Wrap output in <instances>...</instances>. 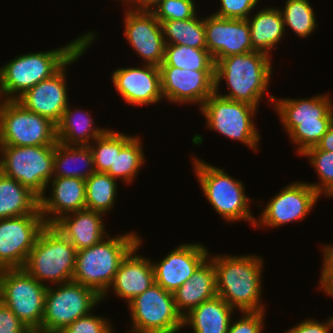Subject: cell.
Instances as JSON below:
<instances>
[{
	"label": "cell",
	"instance_id": "16",
	"mask_svg": "<svg viewBox=\"0 0 333 333\" xmlns=\"http://www.w3.org/2000/svg\"><path fill=\"white\" fill-rule=\"evenodd\" d=\"M45 226L42 214L0 219V270L23 268Z\"/></svg>",
	"mask_w": 333,
	"mask_h": 333
},
{
	"label": "cell",
	"instance_id": "42",
	"mask_svg": "<svg viewBox=\"0 0 333 333\" xmlns=\"http://www.w3.org/2000/svg\"><path fill=\"white\" fill-rule=\"evenodd\" d=\"M323 264L319 281V289L333 297V244L322 245Z\"/></svg>",
	"mask_w": 333,
	"mask_h": 333
},
{
	"label": "cell",
	"instance_id": "37",
	"mask_svg": "<svg viewBox=\"0 0 333 333\" xmlns=\"http://www.w3.org/2000/svg\"><path fill=\"white\" fill-rule=\"evenodd\" d=\"M94 158L96 172L106 173L114 169L115 130L107 129L89 145Z\"/></svg>",
	"mask_w": 333,
	"mask_h": 333
},
{
	"label": "cell",
	"instance_id": "23",
	"mask_svg": "<svg viewBox=\"0 0 333 333\" xmlns=\"http://www.w3.org/2000/svg\"><path fill=\"white\" fill-rule=\"evenodd\" d=\"M143 239L122 260L110 288L101 297L102 301L111 289L120 299L128 304L138 295L145 292L155 283L154 268L149 258L136 255ZM112 287V288H111Z\"/></svg>",
	"mask_w": 333,
	"mask_h": 333
},
{
	"label": "cell",
	"instance_id": "30",
	"mask_svg": "<svg viewBox=\"0 0 333 333\" xmlns=\"http://www.w3.org/2000/svg\"><path fill=\"white\" fill-rule=\"evenodd\" d=\"M41 214L39 197L28 187L0 172V219Z\"/></svg>",
	"mask_w": 333,
	"mask_h": 333
},
{
	"label": "cell",
	"instance_id": "32",
	"mask_svg": "<svg viewBox=\"0 0 333 333\" xmlns=\"http://www.w3.org/2000/svg\"><path fill=\"white\" fill-rule=\"evenodd\" d=\"M165 45H186L197 49H207L204 18L170 20L161 23Z\"/></svg>",
	"mask_w": 333,
	"mask_h": 333
},
{
	"label": "cell",
	"instance_id": "22",
	"mask_svg": "<svg viewBox=\"0 0 333 333\" xmlns=\"http://www.w3.org/2000/svg\"><path fill=\"white\" fill-rule=\"evenodd\" d=\"M51 181V182H50ZM47 184L51 186L47 197L45 192L39 197V210L46 225H52L61 216L86 209V183L74 177H53Z\"/></svg>",
	"mask_w": 333,
	"mask_h": 333
},
{
	"label": "cell",
	"instance_id": "3",
	"mask_svg": "<svg viewBox=\"0 0 333 333\" xmlns=\"http://www.w3.org/2000/svg\"><path fill=\"white\" fill-rule=\"evenodd\" d=\"M271 60L269 55L260 51L219 59L215 63V93L259 108L272 78ZM223 80H226L229 93L221 94L218 91Z\"/></svg>",
	"mask_w": 333,
	"mask_h": 333
},
{
	"label": "cell",
	"instance_id": "15",
	"mask_svg": "<svg viewBox=\"0 0 333 333\" xmlns=\"http://www.w3.org/2000/svg\"><path fill=\"white\" fill-rule=\"evenodd\" d=\"M320 195L306 182L294 181L277 193L255 220L254 228H277L294 221L305 220L319 201Z\"/></svg>",
	"mask_w": 333,
	"mask_h": 333
},
{
	"label": "cell",
	"instance_id": "10",
	"mask_svg": "<svg viewBox=\"0 0 333 333\" xmlns=\"http://www.w3.org/2000/svg\"><path fill=\"white\" fill-rule=\"evenodd\" d=\"M199 109L206 119L208 129L258 151L261 136L254 124V116L258 112L256 107L224 98L214 92Z\"/></svg>",
	"mask_w": 333,
	"mask_h": 333
},
{
	"label": "cell",
	"instance_id": "34",
	"mask_svg": "<svg viewBox=\"0 0 333 333\" xmlns=\"http://www.w3.org/2000/svg\"><path fill=\"white\" fill-rule=\"evenodd\" d=\"M159 67L196 71L215 70V63L207 49H197L186 45H165L164 61Z\"/></svg>",
	"mask_w": 333,
	"mask_h": 333
},
{
	"label": "cell",
	"instance_id": "6",
	"mask_svg": "<svg viewBox=\"0 0 333 333\" xmlns=\"http://www.w3.org/2000/svg\"><path fill=\"white\" fill-rule=\"evenodd\" d=\"M192 161L202 193L216 213L227 223L245 220L254 227L256 218L249 210L252 199L246 196L243 182L195 155Z\"/></svg>",
	"mask_w": 333,
	"mask_h": 333
},
{
	"label": "cell",
	"instance_id": "7",
	"mask_svg": "<svg viewBox=\"0 0 333 333\" xmlns=\"http://www.w3.org/2000/svg\"><path fill=\"white\" fill-rule=\"evenodd\" d=\"M77 250L52 225L39 233L24 269L38 282L59 285L72 281Z\"/></svg>",
	"mask_w": 333,
	"mask_h": 333
},
{
	"label": "cell",
	"instance_id": "29",
	"mask_svg": "<svg viewBox=\"0 0 333 333\" xmlns=\"http://www.w3.org/2000/svg\"><path fill=\"white\" fill-rule=\"evenodd\" d=\"M142 145L140 137L115 131L114 169L106 173L116 180L131 184L146 162Z\"/></svg>",
	"mask_w": 333,
	"mask_h": 333
},
{
	"label": "cell",
	"instance_id": "19",
	"mask_svg": "<svg viewBox=\"0 0 333 333\" xmlns=\"http://www.w3.org/2000/svg\"><path fill=\"white\" fill-rule=\"evenodd\" d=\"M206 46L214 63L230 55L255 51L247 19L221 18L213 13L204 18Z\"/></svg>",
	"mask_w": 333,
	"mask_h": 333
},
{
	"label": "cell",
	"instance_id": "11",
	"mask_svg": "<svg viewBox=\"0 0 333 333\" xmlns=\"http://www.w3.org/2000/svg\"><path fill=\"white\" fill-rule=\"evenodd\" d=\"M54 286L48 285L46 290L42 333L62 332L78 318L90 314L102 301L93 289L77 282Z\"/></svg>",
	"mask_w": 333,
	"mask_h": 333
},
{
	"label": "cell",
	"instance_id": "18",
	"mask_svg": "<svg viewBox=\"0 0 333 333\" xmlns=\"http://www.w3.org/2000/svg\"><path fill=\"white\" fill-rule=\"evenodd\" d=\"M124 36L145 64L160 66L164 61L165 42L161 23L151 11L125 9Z\"/></svg>",
	"mask_w": 333,
	"mask_h": 333
},
{
	"label": "cell",
	"instance_id": "2",
	"mask_svg": "<svg viewBox=\"0 0 333 333\" xmlns=\"http://www.w3.org/2000/svg\"><path fill=\"white\" fill-rule=\"evenodd\" d=\"M86 33L49 51L25 53L0 67V100H17L56 74L83 46Z\"/></svg>",
	"mask_w": 333,
	"mask_h": 333
},
{
	"label": "cell",
	"instance_id": "44",
	"mask_svg": "<svg viewBox=\"0 0 333 333\" xmlns=\"http://www.w3.org/2000/svg\"><path fill=\"white\" fill-rule=\"evenodd\" d=\"M331 330H333V315L325 320V322L308 318L284 333H331Z\"/></svg>",
	"mask_w": 333,
	"mask_h": 333
},
{
	"label": "cell",
	"instance_id": "13",
	"mask_svg": "<svg viewBox=\"0 0 333 333\" xmlns=\"http://www.w3.org/2000/svg\"><path fill=\"white\" fill-rule=\"evenodd\" d=\"M132 328L129 333H177L183 317L175 307L174 295L154 283L127 304Z\"/></svg>",
	"mask_w": 333,
	"mask_h": 333
},
{
	"label": "cell",
	"instance_id": "17",
	"mask_svg": "<svg viewBox=\"0 0 333 333\" xmlns=\"http://www.w3.org/2000/svg\"><path fill=\"white\" fill-rule=\"evenodd\" d=\"M163 99L175 104H198L215 92V70H186L160 67Z\"/></svg>",
	"mask_w": 333,
	"mask_h": 333
},
{
	"label": "cell",
	"instance_id": "46",
	"mask_svg": "<svg viewBox=\"0 0 333 333\" xmlns=\"http://www.w3.org/2000/svg\"><path fill=\"white\" fill-rule=\"evenodd\" d=\"M161 1L162 0H134L133 5L129 8L136 11H152Z\"/></svg>",
	"mask_w": 333,
	"mask_h": 333
},
{
	"label": "cell",
	"instance_id": "43",
	"mask_svg": "<svg viewBox=\"0 0 333 333\" xmlns=\"http://www.w3.org/2000/svg\"><path fill=\"white\" fill-rule=\"evenodd\" d=\"M19 318L0 302V333H30Z\"/></svg>",
	"mask_w": 333,
	"mask_h": 333
},
{
	"label": "cell",
	"instance_id": "14",
	"mask_svg": "<svg viewBox=\"0 0 333 333\" xmlns=\"http://www.w3.org/2000/svg\"><path fill=\"white\" fill-rule=\"evenodd\" d=\"M96 35L95 32H87L84 46L56 74L30 88L16 101L26 110L44 116L57 124L69 105L66 81L68 70H66V66L74 64L84 55L88 47L90 48L97 39Z\"/></svg>",
	"mask_w": 333,
	"mask_h": 333
},
{
	"label": "cell",
	"instance_id": "35",
	"mask_svg": "<svg viewBox=\"0 0 333 333\" xmlns=\"http://www.w3.org/2000/svg\"><path fill=\"white\" fill-rule=\"evenodd\" d=\"M280 11L285 28L289 27L300 38L310 36L318 27L313 7L308 0H286Z\"/></svg>",
	"mask_w": 333,
	"mask_h": 333
},
{
	"label": "cell",
	"instance_id": "25",
	"mask_svg": "<svg viewBox=\"0 0 333 333\" xmlns=\"http://www.w3.org/2000/svg\"><path fill=\"white\" fill-rule=\"evenodd\" d=\"M173 295L175 307L182 317L202 302L217 296L215 267L212 260L208 257Z\"/></svg>",
	"mask_w": 333,
	"mask_h": 333
},
{
	"label": "cell",
	"instance_id": "45",
	"mask_svg": "<svg viewBox=\"0 0 333 333\" xmlns=\"http://www.w3.org/2000/svg\"><path fill=\"white\" fill-rule=\"evenodd\" d=\"M316 146L320 150L333 152V121Z\"/></svg>",
	"mask_w": 333,
	"mask_h": 333
},
{
	"label": "cell",
	"instance_id": "40",
	"mask_svg": "<svg viewBox=\"0 0 333 333\" xmlns=\"http://www.w3.org/2000/svg\"><path fill=\"white\" fill-rule=\"evenodd\" d=\"M259 0H220V9L214 15L229 19H247Z\"/></svg>",
	"mask_w": 333,
	"mask_h": 333
},
{
	"label": "cell",
	"instance_id": "31",
	"mask_svg": "<svg viewBox=\"0 0 333 333\" xmlns=\"http://www.w3.org/2000/svg\"><path fill=\"white\" fill-rule=\"evenodd\" d=\"M95 172L93 153L89 146L55 144L53 177L86 180Z\"/></svg>",
	"mask_w": 333,
	"mask_h": 333
},
{
	"label": "cell",
	"instance_id": "33",
	"mask_svg": "<svg viewBox=\"0 0 333 333\" xmlns=\"http://www.w3.org/2000/svg\"><path fill=\"white\" fill-rule=\"evenodd\" d=\"M86 183V209L107 214L114 208L118 194L117 180L104 172H95Z\"/></svg>",
	"mask_w": 333,
	"mask_h": 333
},
{
	"label": "cell",
	"instance_id": "36",
	"mask_svg": "<svg viewBox=\"0 0 333 333\" xmlns=\"http://www.w3.org/2000/svg\"><path fill=\"white\" fill-rule=\"evenodd\" d=\"M302 155L309 158L320 180L309 184L320 196L324 194L327 198H333V152L323 151L313 146L305 150Z\"/></svg>",
	"mask_w": 333,
	"mask_h": 333
},
{
	"label": "cell",
	"instance_id": "1",
	"mask_svg": "<svg viewBox=\"0 0 333 333\" xmlns=\"http://www.w3.org/2000/svg\"><path fill=\"white\" fill-rule=\"evenodd\" d=\"M209 256L215 267L218 296L240 312L266 311L261 301L262 257L255 254Z\"/></svg>",
	"mask_w": 333,
	"mask_h": 333
},
{
	"label": "cell",
	"instance_id": "38",
	"mask_svg": "<svg viewBox=\"0 0 333 333\" xmlns=\"http://www.w3.org/2000/svg\"><path fill=\"white\" fill-rule=\"evenodd\" d=\"M194 3V0H162L151 12L160 23L190 19L197 15Z\"/></svg>",
	"mask_w": 333,
	"mask_h": 333
},
{
	"label": "cell",
	"instance_id": "21",
	"mask_svg": "<svg viewBox=\"0 0 333 333\" xmlns=\"http://www.w3.org/2000/svg\"><path fill=\"white\" fill-rule=\"evenodd\" d=\"M208 257L209 250L200 242L180 244L159 262H152L155 283L174 294Z\"/></svg>",
	"mask_w": 333,
	"mask_h": 333
},
{
	"label": "cell",
	"instance_id": "9",
	"mask_svg": "<svg viewBox=\"0 0 333 333\" xmlns=\"http://www.w3.org/2000/svg\"><path fill=\"white\" fill-rule=\"evenodd\" d=\"M54 152L55 145H2L0 172L41 197L53 178Z\"/></svg>",
	"mask_w": 333,
	"mask_h": 333
},
{
	"label": "cell",
	"instance_id": "28",
	"mask_svg": "<svg viewBox=\"0 0 333 333\" xmlns=\"http://www.w3.org/2000/svg\"><path fill=\"white\" fill-rule=\"evenodd\" d=\"M250 27L252 47L255 51L266 53L269 56L276 48L285 34L280 8L265 7L260 9L251 18H247Z\"/></svg>",
	"mask_w": 333,
	"mask_h": 333
},
{
	"label": "cell",
	"instance_id": "26",
	"mask_svg": "<svg viewBox=\"0 0 333 333\" xmlns=\"http://www.w3.org/2000/svg\"><path fill=\"white\" fill-rule=\"evenodd\" d=\"M220 296L202 302L183 317V326H190L193 333H227L234 314Z\"/></svg>",
	"mask_w": 333,
	"mask_h": 333
},
{
	"label": "cell",
	"instance_id": "5",
	"mask_svg": "<svg viewBox=\"0 0 333 333\" xmlns=\"http://www.w3.org/2000/svg\"><path fill=\"white\" fill-rule=\"evenodd\" d=\"M106 237L89 248L77 251L72 279L93 289L101 297L110 288L122 260L140 239L135 232L114 237L108 234Z\"/></svg>",
	"mask_w": 333,
	"mask_h": 333
},
{
	"label": "cell",
	"instance_id": "24",
	"mask_svg": "<svg viewBox=\"0 0 333 333\" xmlns=\"http://www.w3.org/2000/svg\"><path fill=\"white\" fill-rule=\"evenodd\" d=\"M103 215L99 211L83 209L61 216L52 226L79 251L97 244L109 234Z\"/></svg>",
	"mask_w": 333,
	"mask_h": 333
},
{
	"label": "cell",
	"instance_id": "27",
	"mask_svg": "<svg viewBox=\"0 0 333 333\" xmlns=\"http://www.w3.org/2000/svg\"><path fill=\"white\" fill-rule=\"evenodd\" d=\"M70 108L69 105L66 107L56 124L57 142L63 145L89 146L108 129L93 126V118L89 111Z\"/></svg>",
	"mask_w": 333,
	"mask_h": 333
},
{
	"label": "cell",
	"instance_id": "20",
	"mask_svg": "<svg viewBox=\"0 0 333 333\" xmlns=\"http://www.w3.org/2000/svg\"><path fill=\"white\" fill-rule=\"evenodd\" d=\"M143 65L117 68L112 73L111 81L128 105H154L163 99L160 67Z\"/></svg>",
	"mask_w": 333,
	"mask_h": 333
},
{
	"label": "cell",
	"instance_id": "8",
	"mask_svg": "<svg viewBox=\"0 0 333 333\" xmlns=\"http://www.w3.org/2000/svg\"><path fill=\"white\" fill-rule=\"evenodd\" d=\"M47 287V284L38 282L24 268L0 270L1 302L30 331L42 332Z\"/></svg>",
	"mask_w": 333,
	"mask_h": 333
},
{
	"label": "cell",
	"instance_id": "12",
	"mask_svg": "<svg viewBox=\"0 0 333 333\" xmlns=\"http://www.w3.org/2000/svg\"><path fill=\"white\" fill-rule=\"evenodd\" d=\"M56 124L26 110L16 100H0V144L9 146L55 145Z\"/></svg>",
	"mask_w": 333,
	"mask_h": 333
},
{
	"label": "cell",
	"instance_id": "47",
	"mask_svg": "<svg viewBox=\"0 0 333 333\" xmlns=\"http://www.w3.org/2000/svg\"><path fill=\"white\" fill-rule=\"evenodd\" d=\"M120 1L124 2V4L126 3L128 8L131 7L134 3V0H120Z\"/></svg>",
	"mask_w": 333,
	"mask_h": 333
},
{
	"label": "cell",
	"instance_id": "48",
	"mask_svg": "<svg viewBox=\"0 0 333 333\" xmlns=\"http://www.w3.org/2000/svg\"><path fill=\"white\" fill-rule=\"evenodd\" d=\"M30 333H42V332H39V331H31Z\"/></svg>",
	"mask_w": 333,
	"mask_h": 333
},
{
	"label": "cell",
	"instance_id": "41",
	"mask_svg": "<svg viewBox=\"0 0 333 333\" xmlns=\"http://www.w3.org/2000/svg\"><path fill=\"white\" fill-rule=\"evenodd\" d=\"M266 311H245L236 322L231 320L227 333H262Z\"/></svg>",
	"mask_w": 333,
	"mask_h": 333
},
{
	"label": "cell",
	"instance_id": "39",
	"mask_svg": "<svg viewBox=\"0 0 333 333\" xmlns=\"http://www.w3.org/2000/svg\"><path fill=\"white\" fill-rule=\"evenodd\" d=\"M109 319L90 313L80 317L60 333H114Z\"/></svg>",
	"mask_w": 333,
	"mask_h": 333
},
{
	"label": "cell",
	"instance_id": "4",
	"mask_svg": "<svg viewBox=\"0 0 333 333\" xmlns=\"http://www.w3.org/2000/svg\"><path fill=\"white\" fill-rule=\"evenodd\" d=\"M330 94L310 98L269 97L287 135L301 155L310 147L316 146L333 121V102Z\"/></svg>",
	"mask_w": 333,
	"mask_h": 333
}]
</instances>
